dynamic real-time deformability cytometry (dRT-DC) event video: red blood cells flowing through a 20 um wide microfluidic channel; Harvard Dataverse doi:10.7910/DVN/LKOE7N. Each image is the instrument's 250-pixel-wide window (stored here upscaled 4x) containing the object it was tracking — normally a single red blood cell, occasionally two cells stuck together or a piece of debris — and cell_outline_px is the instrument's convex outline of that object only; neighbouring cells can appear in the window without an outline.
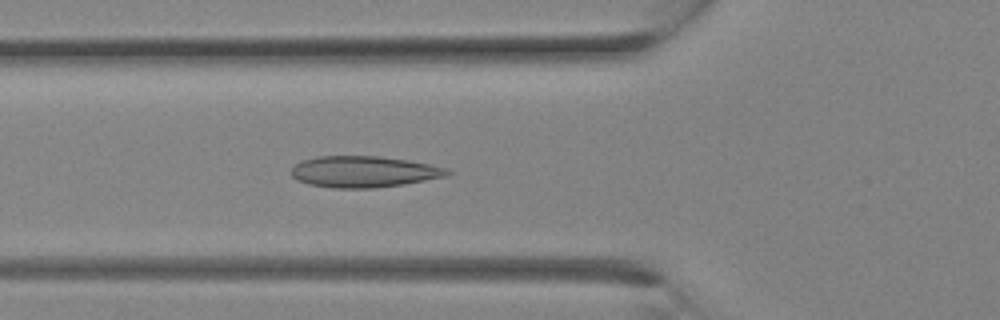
{"species": "Egyptian fruit bat (a non-hibernating species)", "species_latin": "Rousettus aegyptiacus", "temperature_condition": "room temperature", "stored_images_in_passage": 19, "camera_frame_rate_fps": 3000, "um_per_image_px": 0.085, "animal": {"sex": "female"}, "frame": {"image": 1, "passage_image": 10, "time_ms": 3.0, "image_size_px": [1000, 320], "cell_outline_px": [[452, 172], [448, 176], [404, 184], [372, 188], [332, 188], [308, 184], [296, 180], [292, 176], [292, 168], [300, 160], [316, 156], [380, 156], [408, 160], [448, 168]], "centroid_in_image_um": [30.91, 14.59], "position_along_channel_um": 94.9, "area_um2": 28.61}}
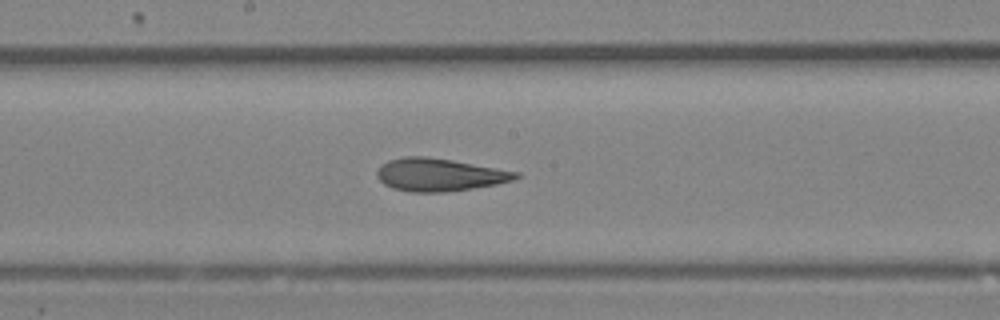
{"frame": {"image": 2, "passage_image": 15, "time_ms": 4.667, "image_size_px": [1000, 320], "cell_outline_px": [[520, 176], [512, 180], [496, 184], [472, 188], [444, 192], [412, 192], [392, 188], [384, 184], [376, 176], [376, 172], [388, 160], [404, 156], [428, 156], [452, 160], [520, 172]], "centroid_in_image_um": [37.34, 14.85], "position_along_channel_um": 210.9, "area_um2": 26.36}}
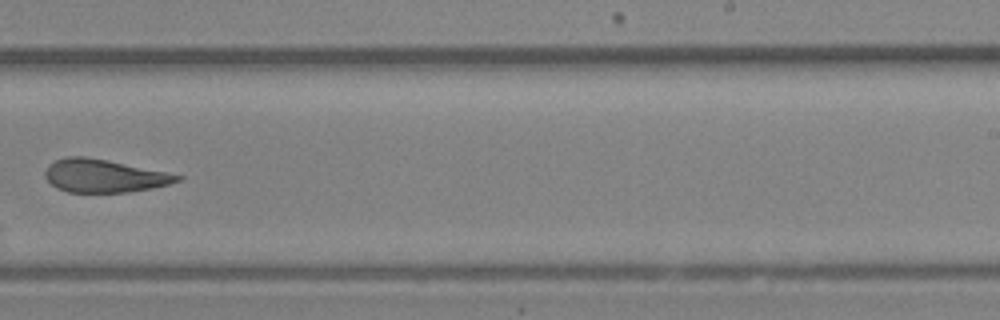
{"frame": {"image": 3, "passage_image": 18, "time_ms": 5.667, "image_size_px": [1000, 320], "cell_outline_px": [[184, 180], [152, 188], [132, 192], [68, 192], [56, 188], [44, 176], [44, 172], [48, 164], [56, 160], [68, 156], [84, 156], [108, 160], [184, 176]], "centroid_in_image_um": [8.84, 14.95], "position_along_channel_um": 280.2, "area_um2": 25.43}}